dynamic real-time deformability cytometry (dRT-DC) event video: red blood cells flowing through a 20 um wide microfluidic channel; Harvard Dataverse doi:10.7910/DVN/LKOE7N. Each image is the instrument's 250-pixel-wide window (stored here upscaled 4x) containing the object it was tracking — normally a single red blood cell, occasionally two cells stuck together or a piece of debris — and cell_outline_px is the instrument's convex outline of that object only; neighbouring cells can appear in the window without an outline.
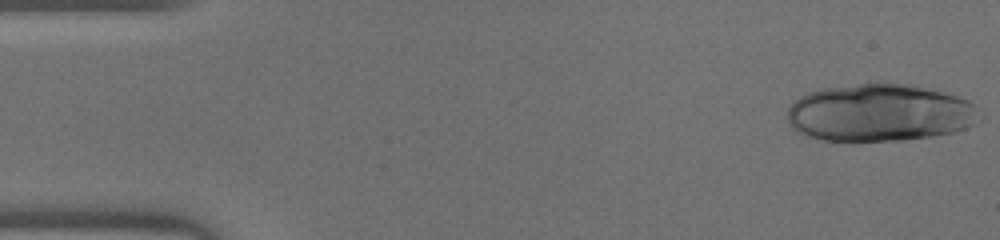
{"species": "human", "species_latin": "Homo sapiens", "temperature_condition": "warm", "stored_images_in_passage": 44, "camera_frame_rate_fps": 3000, "um_per_image_px": 0.085, "donor": {"sex": "male"}, "frame": {"image": 1, "passage_image": 1, "time_ms": 0.0, "image_size_px": [1000, 240], "cell_outline_px": [[976, 108], [972, 124], [964, 128], [952, 132], [932, 136], [904, 140], [824, 140], [804, 136], [796, 132], [788, 124], [788, 108], [800, 96], [808, 92], [824, 88], [880, 80], [888, 80], [940, 88], [968, 100]], "centroid_in_image_um": [74.74, 9.53], "position_along_channel_um": 10.3, "area_um2": 65.31}}
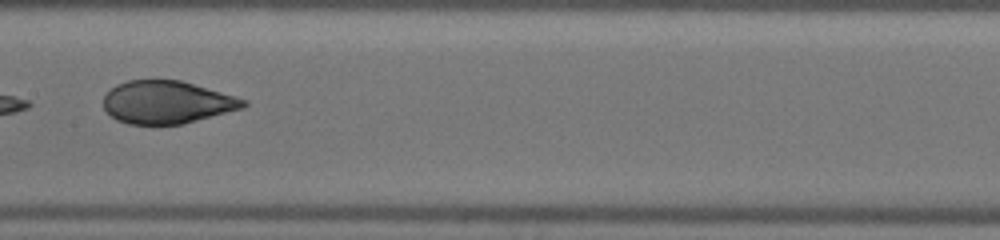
{"frame": {"image": 2, "passage_image": 23, "time_ms": 7.333, "image_size_px": [1000, 240], "cell_outline_px": [[248, 104], [244, 108], [180, 124], [128, 124], [116, 120], [104, 108], [104, 96], [116, 84], [128, 80], [180, 80], [236, 96], [248, 100]], "centroid_in_image_um": [14.2, 8.68], "position_along_channel_um": 193.2, "area_um2": 34.68}}
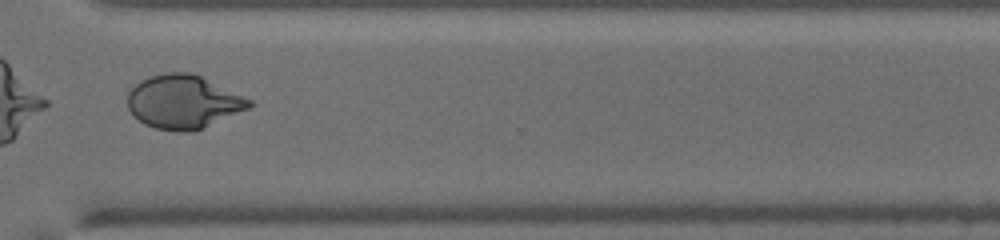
{"frame": {"image": 3, "passage_image": 34, "time_ms": 11.0, "image_size_px": [1000, 240], "cell_outline_px": [[252, 104], [248, 108], [192, 132], [176, 132], [156, 128], [144, 124], [128, 108], [128, 92], [140, 80], [148, 76], [168, 72], [192, 72], [252, 100]], "centroid_in_image_um": [15.55, 8.65], "position_along_channel_um": 355.0, "area_um2": 37.57}}